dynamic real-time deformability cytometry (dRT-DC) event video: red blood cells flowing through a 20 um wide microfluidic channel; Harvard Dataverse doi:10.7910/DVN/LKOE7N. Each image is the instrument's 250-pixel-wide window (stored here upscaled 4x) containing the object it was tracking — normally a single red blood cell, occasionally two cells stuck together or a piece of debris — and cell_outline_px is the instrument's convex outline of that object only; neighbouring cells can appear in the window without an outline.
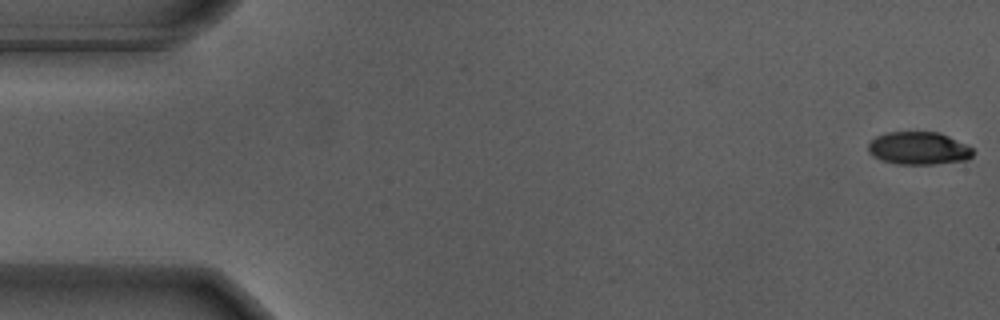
{"species": "Egyptian fruit bat (a non-hibernating species)", "species_latin": "Rousettus aegyptiacus", "temperature_condition": "warm", "stored_images_in_passage": 56, "camera_frame_rate_fps": 3000, "um_per_image_px": 0.085, "animal": {"sex": "male"}, "frame": {"image": 1, "passage_image": 1, "time_ms": 0.0, "image_size_px": [1000, 320], "cell_outline_px": [[972, 156], [968, 160], [932, 164], [896, 164], [880, 160], [872, 156], [868, 152], [868, 144], [876, 136], [888, 132], [940, 132], [972, 148]], "centroid_in_image_um": [78.04, 12.61], "position_along_channel_um": 7.0, "area_um2": 20.0}}
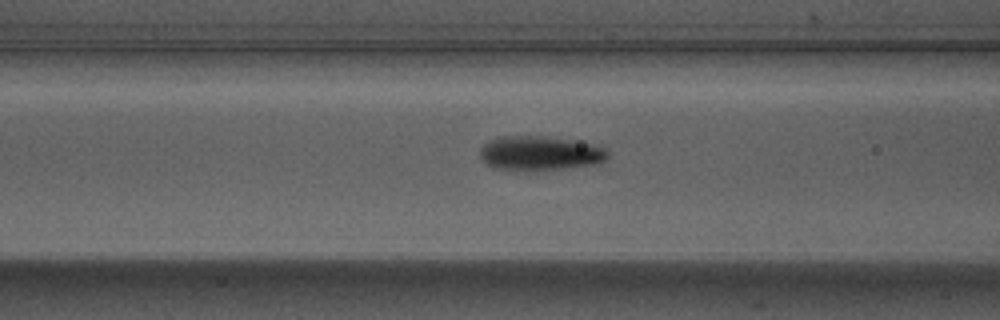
{"frame": {"image": 2, "passage_image": 22, "time_ms": 7.0, "image_size_px": [1000, 320], "cell_outline_px": [[608, 156], [604, 160], [592, 164], [564, 168], [532, 172], [528, 172], [492, 168], [480, 156], [480, 148], [484, 144], [500, 136], [544, 136], [600, 144], [608, 152]], "centroid_in_image_um": [45.89, 13.03], "position_along_channel_um": 120.7, "area_um2": 25.89}}
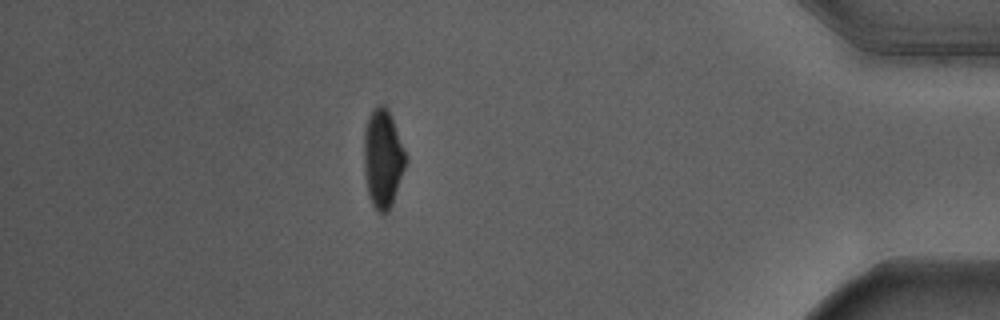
{"frame": {"image": 3, "passage_image": 49, "time_ms": 16.0, "image_size_px": [1000, 320], "cell_outline_px": [[408, 156], [392, 204], [384, 216], [376, 212], [368, 196], [364, 176], [364, 128], [368, 116], [376, 104], [384, 104], [392, 120]], "centroid_in_image_um": [32.51, 13.5], "position_along_channel_um": 402.7, "area_um2": 24.16}, "authors_computed_cell_mechanics": {"area_um2": 23.6402, "velocity_mm_per_s": 3.6786, "shape_relaxation_time_tau1_ms": 2.4801, "shape_relaxation_time_tau2_ms": 1.7982, "deformation_change_tau1": 0.1682, "deformation_change_tau2": 0.0404}}